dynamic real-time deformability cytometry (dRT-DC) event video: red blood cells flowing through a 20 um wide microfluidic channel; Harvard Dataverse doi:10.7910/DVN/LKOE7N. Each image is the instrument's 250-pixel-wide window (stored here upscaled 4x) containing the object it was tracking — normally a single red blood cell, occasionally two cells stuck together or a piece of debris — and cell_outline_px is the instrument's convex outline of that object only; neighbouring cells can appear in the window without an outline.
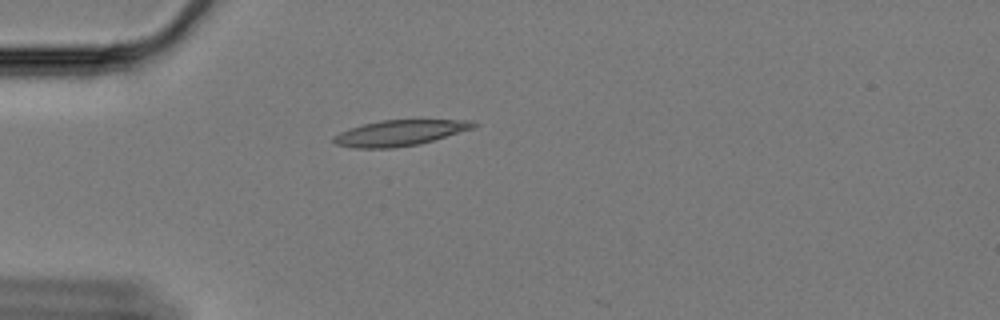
{"species": "Egyptian fruit bat (a non-hibernating species)", "species_latin": "Rousettus aegyptiacus", "temperature_condition": "cold", "stored_images_in_passage": 5, "camera_frame_rate_fps": 3000, "um_per_image_px": 0.085, "animal": {"sex": "female"}, "frame": {"image": 1, "passage_image": 4, "time_ms": 1.0, "image_size_px": [1000, 320], "cell_outline_px": [[480, 124], [476, 128], [420, 144], [392, 148], [352, 148], [336, 144], [332, 140], [332, 136], [348, 128], [380, 120], [472, 120]], "centroid_in_image_um": [34.0, 11.3], "position_along_channel_um": 51.0, "area_um2": 21.21}}